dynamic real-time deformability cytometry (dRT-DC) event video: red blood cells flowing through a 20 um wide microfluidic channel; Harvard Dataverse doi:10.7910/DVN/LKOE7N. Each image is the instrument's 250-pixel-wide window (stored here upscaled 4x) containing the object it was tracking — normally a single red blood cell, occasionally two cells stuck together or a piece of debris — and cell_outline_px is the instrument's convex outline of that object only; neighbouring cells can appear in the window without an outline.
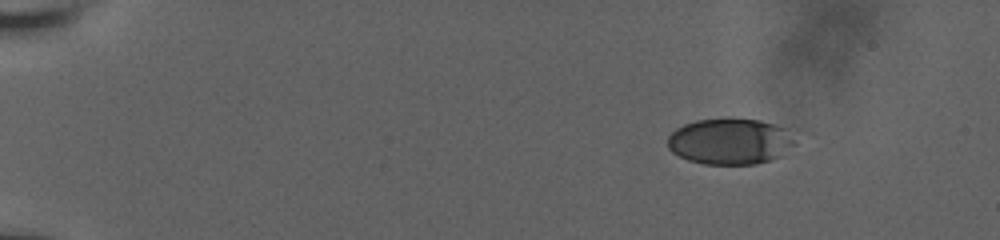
{"species": "human", "species_latin": "Homo sapiens", "temperature_condition": "room temperature", "stored_images_in_passage": 15, "camera_frame_rate_fps": 3000, "um_per_image_px": 0.085, "donor": {"sex": "male"}, "frame": {"image": 1, "passage_image": 1, "time_ms": 0.0, "image_size_px": [1000, 240], "cell_outline_px": [[800, 132], [792, 144], [780, 156], [756, 164], [704, 164], [688, 160], [672, 152], [668, 148], [668, 136], [676, 128], [684, 124], [696, 120], [760, 120], [800, 128]], "centroid_in_image_um": [62.17, 12.0], "position_along_channel_um": 22.8, "area_um2": 34.62}}
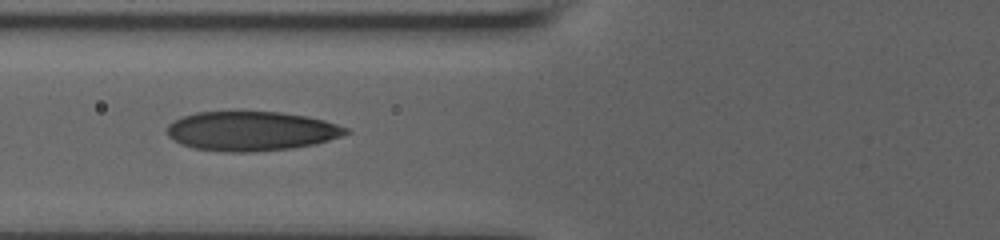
{"frame": {"image": 2, "passage_image": 9, "time_ms": 5.667, "image_size_px": [1000, 240], "cell_outline_px": [[352, 132], [316, 144], [292, 148], [256, 152], [220, 152], [192, 148], [180, 144], [172, 140], [168, 136], [168, 124], [180, 116], [196, 112], [280, 112], [308, 116], [324, 120], [348, 128]], "centroid_in_image_um": [21.33, 11.15], "position_along_channel_um": 104.5, "area_um2": 41.44}}
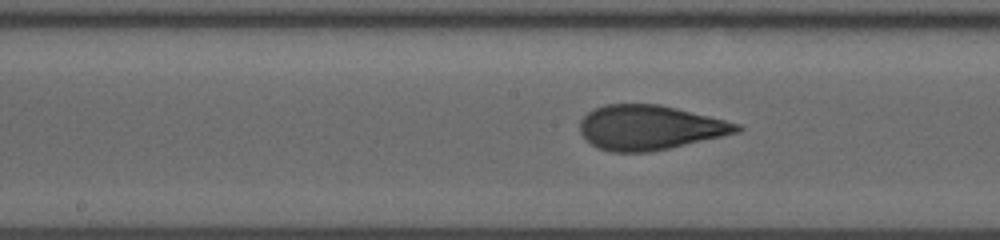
{"frame": {"image": 3, "passage_image": 13, "time_ms": 8.0, "image_size_px": [1000, 240], "cell_outline_px": [[744, 128], [740, 132], [668, 148], [648, 152], [612, 152], [600, 148], [592, 144], [580, 132], [580, 120], [588, 112], [604, 104], [660, 104], [740, 124]], "centroid_in_image_um": [55.22, 10.83], "position_along_channel_um": 193.0, "area_um2": 40.4}}